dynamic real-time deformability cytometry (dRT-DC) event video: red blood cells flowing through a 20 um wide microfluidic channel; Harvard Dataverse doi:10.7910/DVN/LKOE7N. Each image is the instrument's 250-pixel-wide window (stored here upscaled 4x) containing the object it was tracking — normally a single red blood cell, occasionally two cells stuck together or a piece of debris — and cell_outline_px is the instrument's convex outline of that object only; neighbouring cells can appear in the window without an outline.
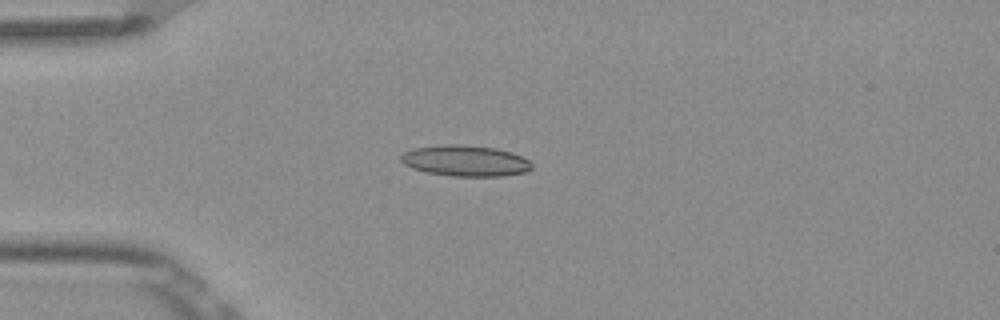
{"species": "Egyptian fruit bat (a non-hibernating species)", "species_latin": "Rousettus aegyptiacus", "temperature_condition": "room temperature", "stored_images_in_passage": 8, "camera_frame_rate_fps": 3000, "um_per_image_px": 0.085, "frame": {"image": 1, "passage_image": 4, "time_ms": 1.0, "image_size_px": [1000, 320], "cell_outline_px": [[532, 168], [528, 172], [504, 176], [448, 176], [428, 172], [412, 168], [404, 164], [400, 160], [400, 156], [404, 152], [412, 148], [444, 144], [460, 144], [496, 148], [512, 152], [528, 160], [532, 164]], "centroid_in_image_um": [39.55, 13.66], "position_along_channel_um": 45.4, "area_um2": 23.81}}
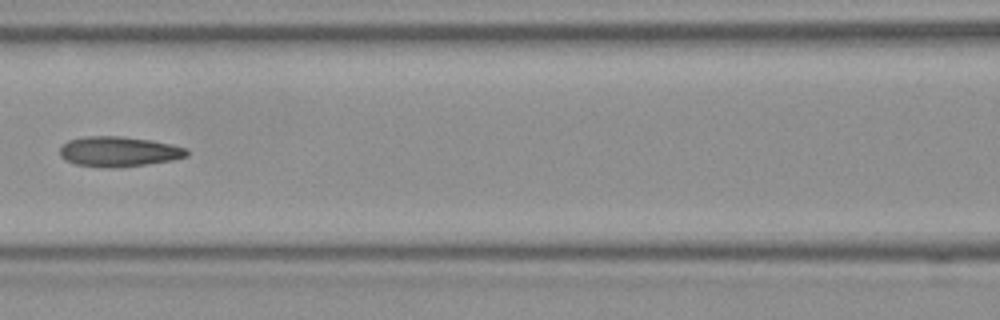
{"frame": {"image": 2, "passage_image": 7, "time_ms": 2.0, "image_size_px": [1000, 320], "cell_outline_px": [[188, 156], [172, 160], [116, 168], [108, 168], [76, 164], [64, 160], [60, 156], [60, 148], [68, 140], [84, 136], [120, 136], [152, 140], [172, 144], [188, 148]], "centroid_in_image_um": [10.1, 12.88], "position_along_channel_um": 156.5, "area_um2": 22.37}}
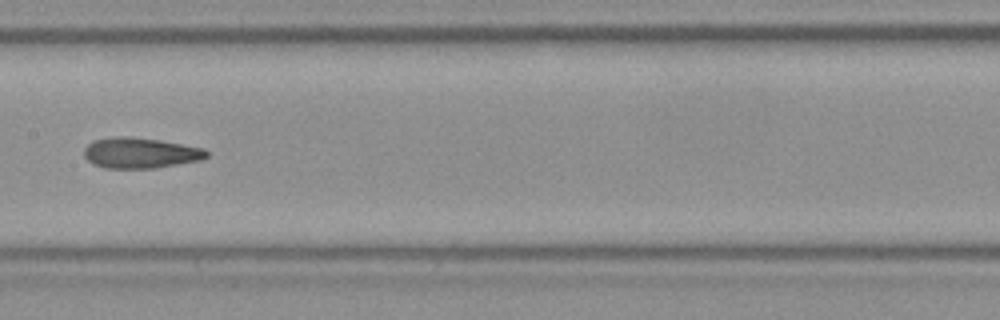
{"frame": {"image": 3, "passage_image": 8, "time_ms": 2.333, "image_size_px": [1000, 320], "cell_outline_px": [[208, 156], [200, 160], [156, 168], [104, 168], [92, 164], [84, 156], [84, 148], [92, 140], [120, 136], [128, 136], [160, 140], [204, 148], [208, 152]], "centroid_in_image_um": [11.91, 13.0], "position_along_channel_um": 195.5, "area_um2": 21.91}}